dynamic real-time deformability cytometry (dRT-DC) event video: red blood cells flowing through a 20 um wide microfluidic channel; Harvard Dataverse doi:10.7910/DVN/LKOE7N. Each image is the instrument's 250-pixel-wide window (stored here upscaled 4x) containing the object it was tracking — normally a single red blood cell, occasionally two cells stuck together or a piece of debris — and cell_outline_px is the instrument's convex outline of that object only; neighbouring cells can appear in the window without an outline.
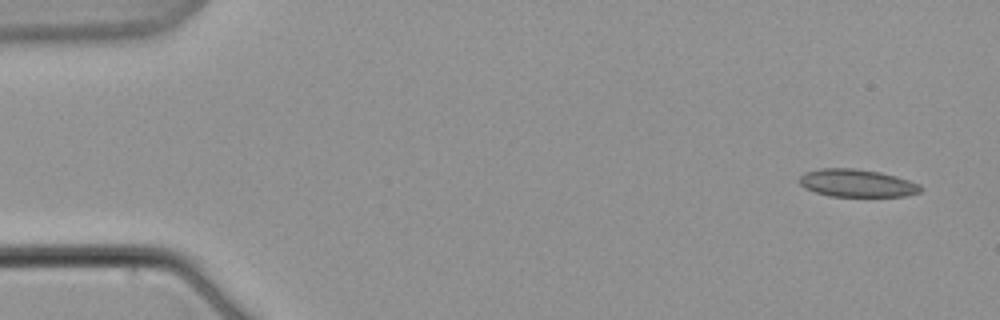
{"species": "common noctule bat (a hibernating species)", "species_latin": "Nyctalus noctula", "temperature_condition": "warm", "stored_images_in_passage": 9, "camera_frame_rate_fps": 3000, "um_per_image_px": 0.085, "animal": {"sex": "male", "body_mass_g": 21.5, "forearm_length_mm": 52.0}, "frame": {"image": 1, "passage_image": 1, "time_ms": 0.0, "image_size_px": [1000, 320], "cell_outline_px": [[924, 188], [920, 192], [904, 196], [828, 196], [804, 188], [796, 180], [804, 172], [820, 168], [856, 168], [880, 172], [896, 176], [920, 184]], "centroid_in_image_um": [72.81, 15.56], "position_along_channel_um": 12.2, "area_um2": 19.77}}
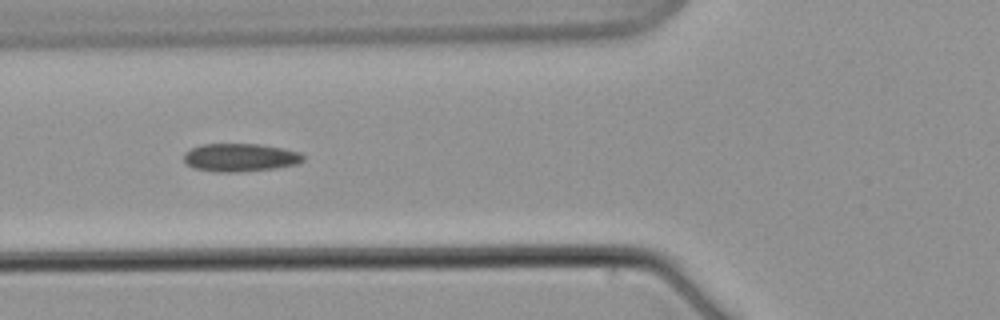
{"frame": {"image": 2, "passage_image": 7, "time_ms": 8.0, "image_size_px": [1000, 320], "cell_outline_px": [[304, 160], [296, 164], [276, 168], [236, 172], [220, 172], [192, 168], [184, 160], [184, 152], [200, 144], [260, 144], [284, 148], [300, 152], [304, 156]], "centroid_in_image_um": [20.42, 13.38], "position_along_channel_um": 105.4, "area_um2": 19.59}}
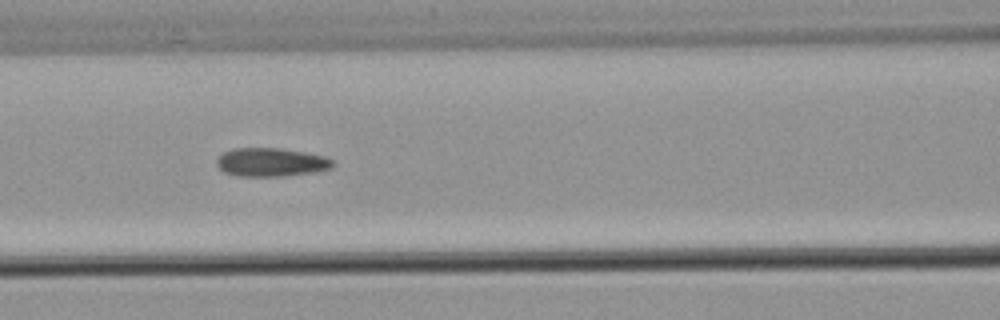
{"frame": {"image": 3, "passage_image": 8, "time_ms": 9.333, "image_size_px": [1000, 320], "cell_outline_px": [[336, 164], [332, 168], [316, 172], [284, 176], [236, 176], [224, 172], [216, 164], [216, 160], [224, 152], [232, 148], [280, 148], [304, 152], [324, 156], [332, 160]], "centroid_in_image_um": [23.06, 13.79], "position_along_channel_um": 143.5, "area_um2": 19.42}}